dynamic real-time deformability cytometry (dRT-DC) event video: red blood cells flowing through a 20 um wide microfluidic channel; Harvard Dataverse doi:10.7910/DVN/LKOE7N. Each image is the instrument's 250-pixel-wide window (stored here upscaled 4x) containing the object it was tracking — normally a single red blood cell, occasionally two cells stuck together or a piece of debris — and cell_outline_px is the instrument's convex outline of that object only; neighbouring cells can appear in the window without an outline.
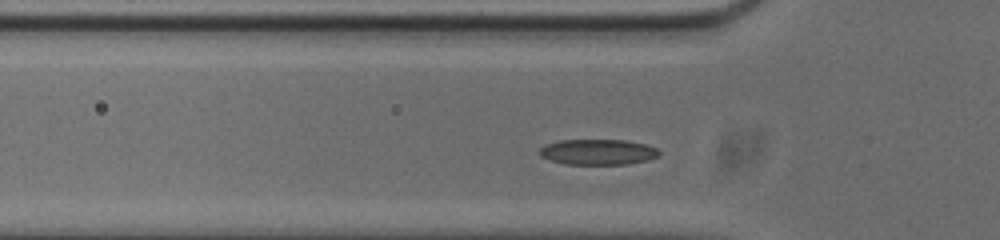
{"species": "common noctule bat (a hibernating species)", "species_latin": "Nyctalus noctula", "temperature_condition": "cold", "stored_images_in_passage": 48, "camera_frame_rate_fps": 3000, "um_per_image_px": 0.085, "animal": {"sex": "male", "body_mass_g": 20.0, "forearm_length_mm": 53.3}, "frame": {"image": 1, "passage_image": 9, "time_ms": 2.667, "image_size_px": [1000, 240], "cell_outline_px": [[660, 152], [656, 156], [648, 160], [628, 164], [564, 164], [548, 160], [540, 156], [540, 148], [544, 144], [560, 140], [624, 140], [644, 144], [656, 148]], "centroid_in_image_um": [50.77, 12.92], "position_along_channel_um": 75.0, "area_um2": 17.8}}
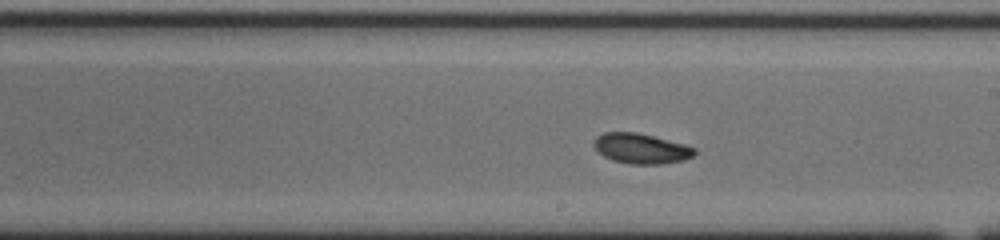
{"frame": {"image": 2, "passage_image": 22, "time_ms": 7.0, "image_size_px": [1000, 240], "cell_outline_px": [[696, 152], [692, 156], [684, 160], [664, 164], [628, 164], [612, 160], [604, 156], [592, 144], [596, 136], [604, 132], [636, 132], [684, 144], [696, 148]], "centroid_in_image_um": [54.48, 12.63], "position_along_channel_um": 234.5, "area_um2": 17.69}}
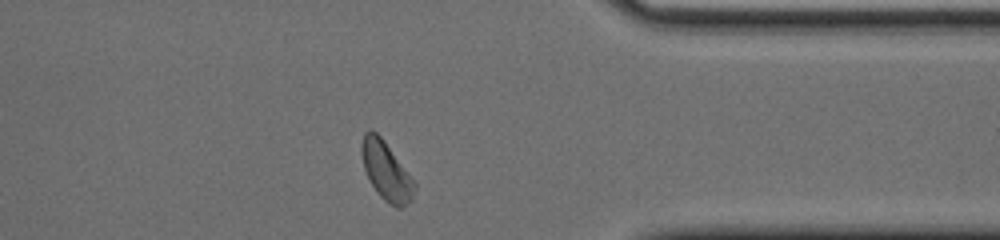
{"frame": {"image": 3, "passage_image": 35, "time_ms": 11.333, "image_size_px": [1000, 240], "cell_outline_px": [[416, 188], [412, 200], [408, 204], [400, 208], [396, 208], [384, 200], [376, 192], [364, 168], [360, 148], [364, 132], [372, 128], [384, 140], [416, 184]], "centroid_in_image_um": [32.82, 14.54], "position_along_channel_um": 378.6, "area_um2": 17.92}, "authors_computed_cell_mechanics": {"area_um2": 17.6868, "velocity_mm_per_s": 3.669, "shape_relaxation_time_tau1_ms": 2.7069, "shape_relaxation_time_tau2_ms": 4.3704, "deformation_change_tau1": 0.1056, "deformation_change_tau2": 0.087}}